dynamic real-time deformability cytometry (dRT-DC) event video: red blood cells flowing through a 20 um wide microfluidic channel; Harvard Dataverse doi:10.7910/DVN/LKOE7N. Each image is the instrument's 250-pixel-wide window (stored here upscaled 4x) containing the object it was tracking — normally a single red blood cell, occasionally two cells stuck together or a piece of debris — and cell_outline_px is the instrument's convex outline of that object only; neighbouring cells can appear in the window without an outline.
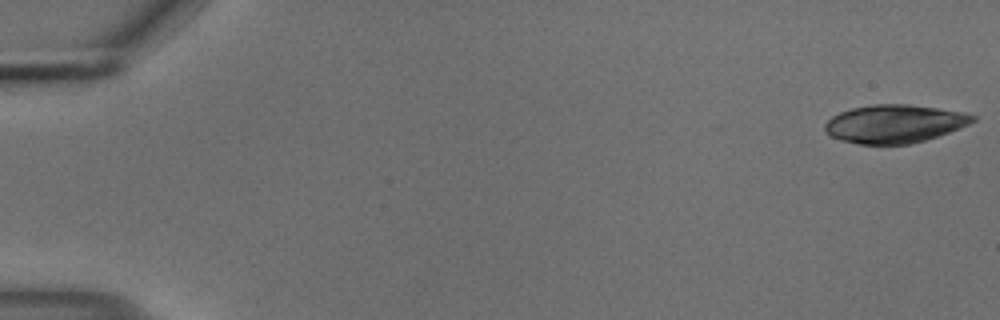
{"species": "common noctule bat (a hibernating species)", "species_latin": "Nyctalus noctula", "temperature_condition": "cold", "stored_images_in_passage": 54, "camera_frame_rate_fps": 3000, "um_per_image_px": 0.085, "animal": {"sex": "male", "body_mass_g": 18.8}, "frame": {"image": 1, "passage_image": 1, "time_ms": 0.0, "image_size_px": [1000, 320], "cell_outline_px": [[976, 120], [968, 124], [948, 132], [924, 140], [908, 144], [860, 144], [840, 140], [832, 136], [824, 128], [824, 124], [832, 116], [840, 112], [852, 108], [872, 104], [908, 104], [964, 112], [976, 116]], "centroid_in_image_um": [76.01, 10.51], "position_along_channel_um": 9.0, "area_um2": 32.6}}
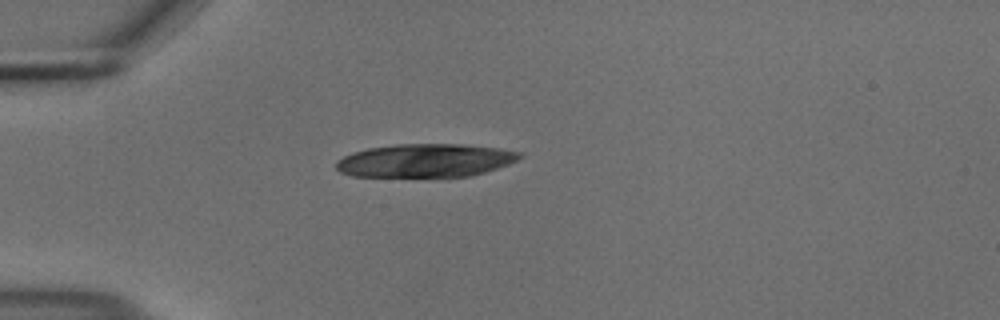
{"frame": {"image": 2, "passage_image": 15, "time_ms": 4.667, "image_size_px": [1000, 320], "cell_outline_px": [[524, 156], [508, 164], [472, 176], [352, 176], [340, 172], [336, 168], [336, 160], [352, 152], [368, 148], [396, 144], [460, 144], [496, 148], [520, 152]], "centroid_in_image_um": [36.12, 13.64], "position_along_channel_um": 48.9, "area_um2": 35.37}}